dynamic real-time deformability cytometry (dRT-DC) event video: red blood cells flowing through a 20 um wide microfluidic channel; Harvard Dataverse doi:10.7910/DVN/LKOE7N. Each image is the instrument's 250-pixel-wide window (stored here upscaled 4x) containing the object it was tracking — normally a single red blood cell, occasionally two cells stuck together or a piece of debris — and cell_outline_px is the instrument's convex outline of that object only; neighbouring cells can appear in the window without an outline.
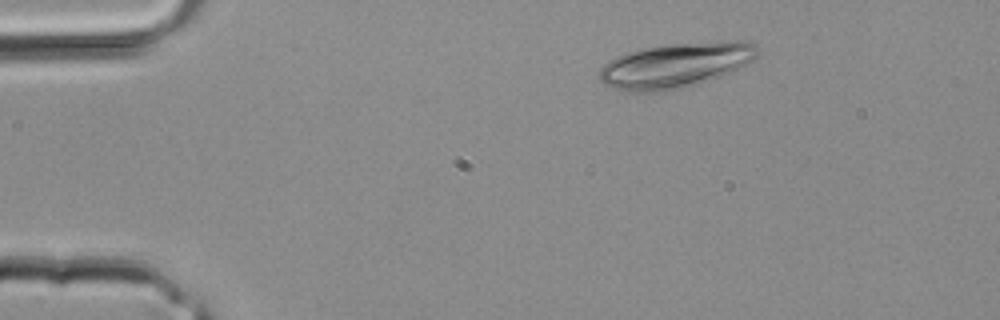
{"species": "common noctule bat (a hibernating species)", "species_latin": "Nyctalus noctula", "temperature_condition": "room temperature", "stored_images_in_passage": 2, "camera_frame_rate_fps": 3000, "um_per_image_px": 0.085, "animal": {"sex": "male", "body_mass_g": 20.4}, "frame": {"image": 1, "passage_image": 1, "time_ms": 0.0, "image_size_px": [1000, 320], "cell_outline_px": [[760, 52], [752, 60], [720, 76], [680, 88], [656, 92], [628, 92], [612, 88], [604, 84], [600, 80], [600, 68], [608, 60], [616, 56], [640, 48], [664, 44], [720, 40], [748, 40], [756, 44]], "centroid_in_image_um": [57.4, 5.51], "position_along_channel_um": 27.6, "area_um2": 41.67}}